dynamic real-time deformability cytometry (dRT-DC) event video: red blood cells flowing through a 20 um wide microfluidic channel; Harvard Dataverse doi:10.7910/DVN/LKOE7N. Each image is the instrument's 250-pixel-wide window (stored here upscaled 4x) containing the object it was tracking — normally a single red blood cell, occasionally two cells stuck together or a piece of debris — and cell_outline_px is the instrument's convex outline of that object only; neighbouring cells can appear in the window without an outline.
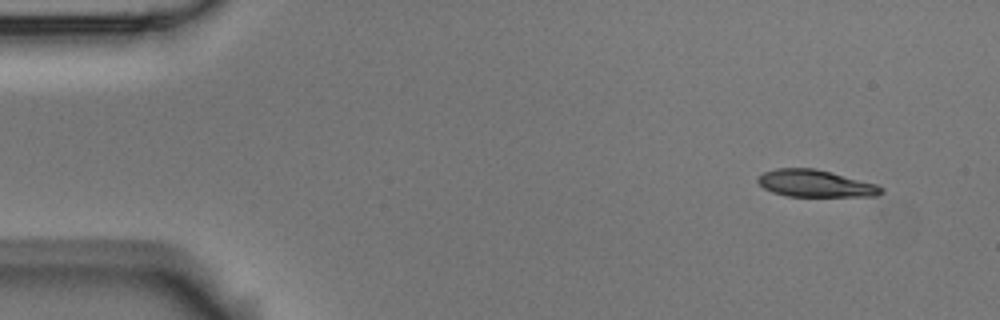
{"species": "Egyptian fruit bat (a non-hibernating species)", "species_latin": "Rousettus aegyptiacus", "temperature_condition": "room temperature", "stored_images_in_passage": 4, "camera_frame_rate_fps": 3000, "um_per_image_px": 0.085, "animal": {"sex": "male"}, "frame": {"image": 1, "passage_image": 1, "time_ms": 0.0, "image_size_px": [1000, 320], "cell_outline_px": [[884, 192], [876, 196], [788, 196], [772, 192], [764, 188], [756, 180], [764, 172], [776, 168], [812, 168], [876, 184], [884, 188]], "centroid_in_image_um": [69.3, 15.6], "position_along_channel_um": 15.7, "area_um2": 19.13}}
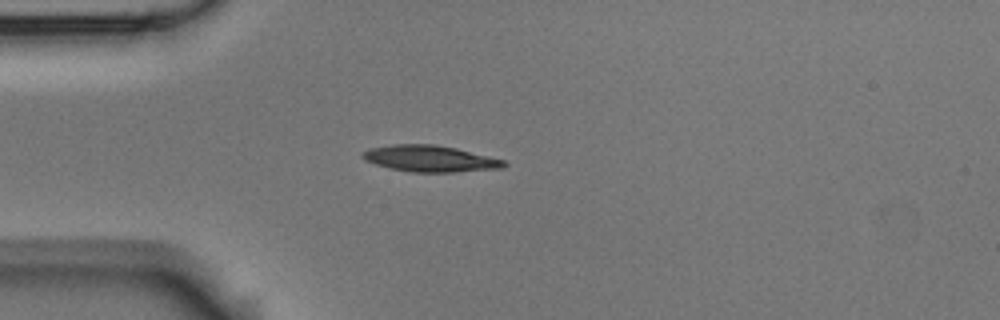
{"frame": {"image": 2, "passage_image": 4, "time_ms": 1.0, "image_size_px": [1000, 320], "cell_outline_px": [[508, 164], [504, 168], [456, 172], [412, 172], [392, 168], [376, 164], [364, 160], [360, 156], [360, 152], [368, 148], [392, 144], [436, 144], [456, 148], [504, 160]], "centroid_in_image_um": [36.53, 13.47], "position_along_channel_um": 48.5, "area_um2": 21.85}}